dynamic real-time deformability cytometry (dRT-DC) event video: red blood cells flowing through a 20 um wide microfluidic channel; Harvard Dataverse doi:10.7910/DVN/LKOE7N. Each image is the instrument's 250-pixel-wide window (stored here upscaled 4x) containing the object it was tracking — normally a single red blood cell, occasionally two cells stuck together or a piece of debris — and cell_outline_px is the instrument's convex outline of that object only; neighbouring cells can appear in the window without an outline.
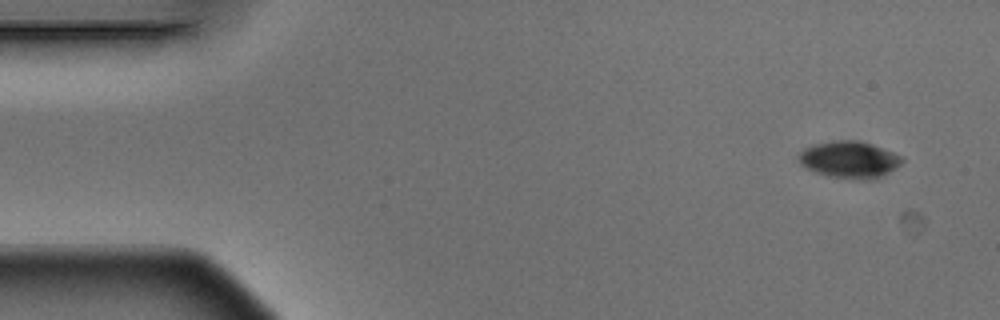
{"species": "Egyptian fruit bat (a non-hibernating species)", "species_latin": "Rousettus aegyptiacus", "temperature_condition": "warm", "stored_images_in_passage": 4, "camera_frame_rate_fps": 3000, "um_per_image_px": 0.085, "animal": {"sex": "male"}, "frame": {"image": 1, "passage_image": 1, "time_ms": 0.0, "image_size_px": [1000, 320], "cell_outline_px": [[904, 160], [900, 164], [888, 172], [880, 176], [868, 180], [828, 176], [816, 172], [800, 164], [796, 156], [804, 148], [812, 144], [836, 140], [860, 140], [872, 144], [904, 156]], "centroid_in_image_um": [72.18, 13.54], "position_along_channel_um": 12.8, "area_um2": 22.2}}
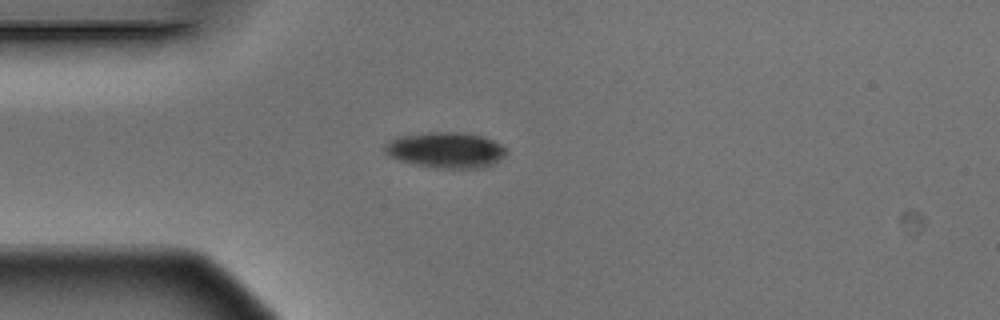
{"frame": {"image": 2, "passage_image": 4, "time_ms": 1.0, "image_size_px": [1000, 320], "cell_outline_px": [[508, 148], [504, 156], [492, 164], [484, 168], [432, 168], [412, 164], [388, 156], [384, 152], [384, 144], [388, 140], [396, 136], [428, 132], [464, 132], [480, 136], [492, 140]], "centroid_in_image_um": [37.84, 12.75], "position_along_channel_um": 47.2, "area_um2": 25.66}}